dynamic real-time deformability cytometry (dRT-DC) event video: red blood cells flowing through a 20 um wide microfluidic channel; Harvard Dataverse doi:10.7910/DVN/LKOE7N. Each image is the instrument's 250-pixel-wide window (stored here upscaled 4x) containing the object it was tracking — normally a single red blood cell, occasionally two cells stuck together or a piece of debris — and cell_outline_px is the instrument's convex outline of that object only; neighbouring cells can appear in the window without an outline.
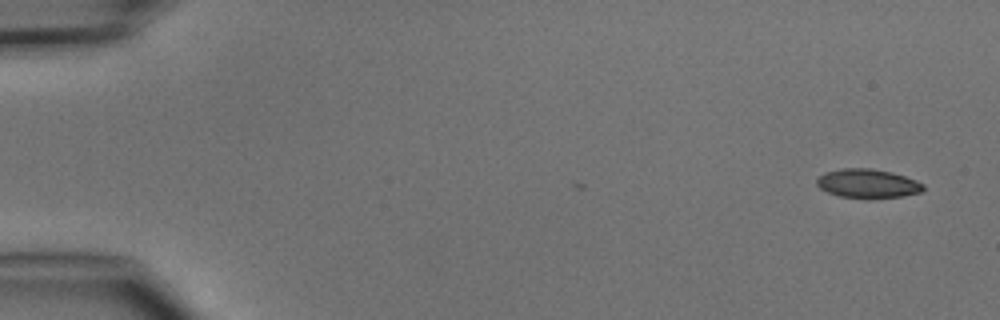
{"species": "common noctule bat (a hibernating species)", "species_latin": "Nyctalus noctula", "temperature_condition": "cold", "stored_images_in_passage": 5, "camera_frame_rate_fps": 3000, "um_per_image_px": 0.085, "animal": {"sex": "male", "body_mass_g": 15.6}, "frame": {"image": 1, "passage_image": 1, "time_ms": 0.0, "image_size_px": [1000, 320], "cell_outline_px": [[924, 188], [920, 192], [904, 196], [872, 200], [868, 200], [840, 196], [828, 192], [820, 188], [816, 184], [816, 180], [824, 172], [840, 168], [868, 168], [892, 172], [916, 180], [924, 184]], "centroid_in_image_um": [73.75, 15.62], "position_along_channel_um": 11.2, "area_um2": 18.38}}
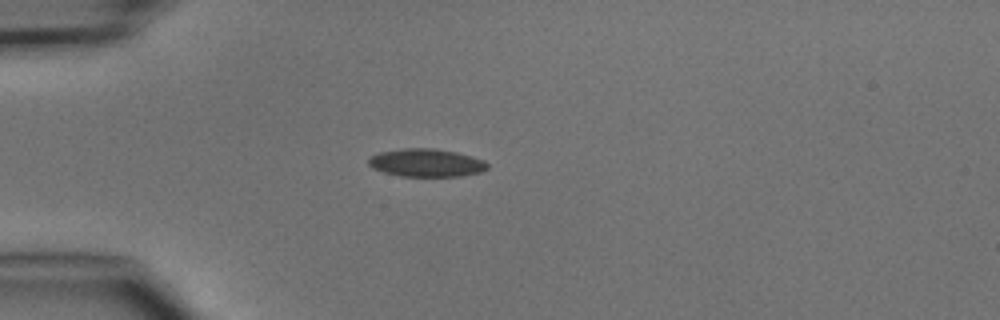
{"frame": {"image": 2, "passage_image": 4, "time_ms": 3.667, "image_size_px": [1000, 320], "cell_outline_px": [[488, 168], [480, 172], [460, 176], [400, 176], [384, 172], [372, 168], [368, 164], [368, 156], [380, 152], [400, 148], [432, 148], [456, 152], [472, 156], [484, 160], [488, 164]], "centroid_in_image_um": [36.21, 13.83], "position_along_channel_um": 48.8, "area_um2": 19.48}}